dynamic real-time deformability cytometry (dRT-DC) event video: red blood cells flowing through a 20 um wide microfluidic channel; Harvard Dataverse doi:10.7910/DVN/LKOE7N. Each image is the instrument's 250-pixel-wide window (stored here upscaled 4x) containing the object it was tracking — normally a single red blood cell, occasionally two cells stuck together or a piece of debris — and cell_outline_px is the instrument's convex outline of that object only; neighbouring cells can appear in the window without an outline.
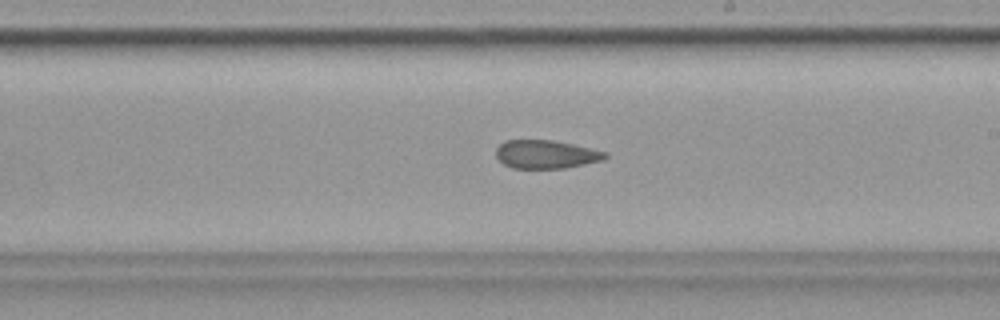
{"species": "common noctule bat (a hibernating species)", "species_latin": "Nyctalus noctula", "temperature_condition": "cold", "stored_images_in_passage": 56, "camera_frame_rate_fps": 3000, "um_per_image_px": 0.085, "animal": {"sex": "female", "body_mass_g": 19.9}, "frame": {"image": 1, "passage_image": 32, "time_ms": 10.333, "image_size_px": [1000, 320], "cell_outline_px": [[608, 156], [604, 160], [564, 168], [512, 168], [504, 164], [496, 156], [496, 148], [504, 140], [552, 140], [572, 144], [608, 152]], "centroid_in_image_um": [46.41, 13.11], "position_along_channel_um": 242.6, "area_um2": 18.03}, "authors_computed_cell_mechanics": {"area_um2": 20.4612, "velocity_mm_per_s": 3.5335, "shape_relaxation_time_tau1_ms": null, "shape_relaxation_time_tau2_ms": 4.4595, "deformation_change_tau1": null, "deformation_change_tau2": 0.1039}}